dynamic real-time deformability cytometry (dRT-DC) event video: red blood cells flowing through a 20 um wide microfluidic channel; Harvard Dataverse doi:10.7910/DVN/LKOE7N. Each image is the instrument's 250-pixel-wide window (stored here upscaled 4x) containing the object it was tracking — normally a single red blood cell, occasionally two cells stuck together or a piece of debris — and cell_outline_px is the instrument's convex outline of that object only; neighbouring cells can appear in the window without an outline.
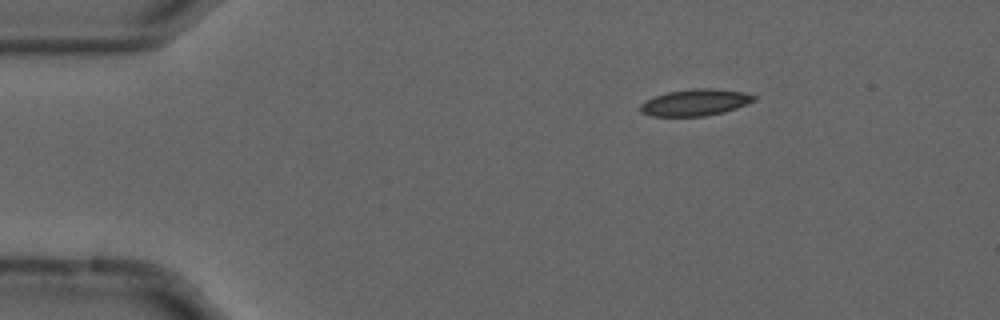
{"species": "common noctule bat (a hibernating species)", "species_latin": "Nyctalus noctula", "temperature_condition": "cold", "stored_images_in_passage": 48, "camera_frame_rate_fps": 3000, "um_per_image_px": 0.085, "animal": {"sex": "male", "forearm_length_mm": 52.5}, "frame": {"image": 1, "passage_image": 1, "time_ms": 0.0, "image_size_px": [1000, 320], "cell_outline_px": [[756, 100], [736, 108], [724, 112], [704, 116], [652, 116], [640, 112], [640, 104], [644, 100], [668, 92], [692, 88], [712, 88], [744, 92], [756, 96]], "centroid_in_image_um": [59.09, 8.7], "position_along_channel_um": 25.9, "area_um2": 17.63}}
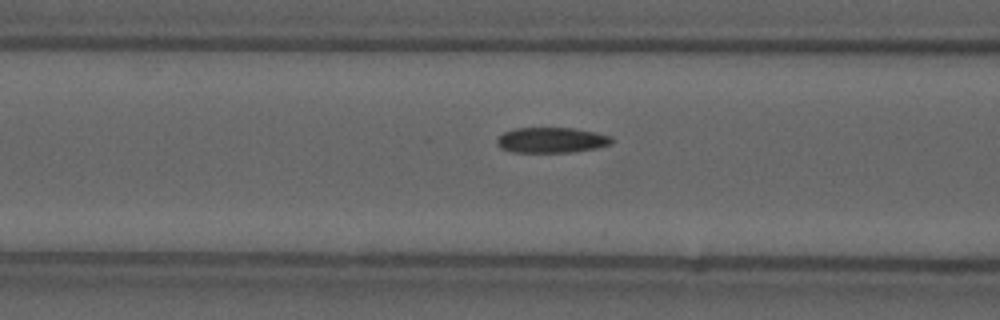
{"frame": {"image": 2, "passage_image": 14, "time_ms": 4.333, "image_size_px": [1000, 320], "cell_outline_px": [[612, 144], [596, 148], [572, 152], [512, 152], [500, 148], [496, 144], [496, 140], [504, 132], [516, 128], [572, 128], [596, 132], [612, 136]], "centroid_in_image_um": [46.88, 11.91], "position_along_channel_um": 119.7, "area_um2": 17.05}}
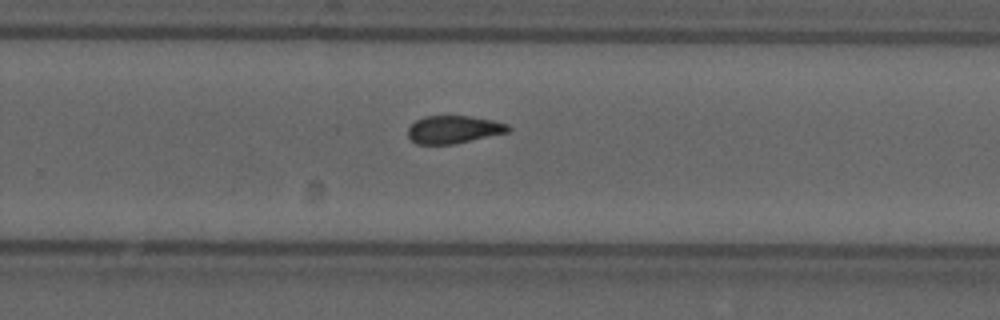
{"frame": {"image": 3, "passage_image": 28, "time_ms": 9.0, "image_size_px": [1000, 320], "cell_outline_px": [[512, 128], [508, 132], [452, 144], [416, 144], [408, 136], [408, 128], [416, 120], [424, 116], [472, 116], [492, 120], [508, 124]], "centroid_in_image_um": [38.56, 11.0], "position_along_channel_um": 291.2, "area_um2": 16.13}, "authors_computed_cell_mechanics": {"area_um2": 16.9643, "velocity_mm_per_s": 3.6822, "shape_relaxation_time_tau1_ms": null, "shape_relaxation_time_tau2_ms": 4.4718, "deformation_change_tau1": null, "deformation_change_tau2": 0.0974}}